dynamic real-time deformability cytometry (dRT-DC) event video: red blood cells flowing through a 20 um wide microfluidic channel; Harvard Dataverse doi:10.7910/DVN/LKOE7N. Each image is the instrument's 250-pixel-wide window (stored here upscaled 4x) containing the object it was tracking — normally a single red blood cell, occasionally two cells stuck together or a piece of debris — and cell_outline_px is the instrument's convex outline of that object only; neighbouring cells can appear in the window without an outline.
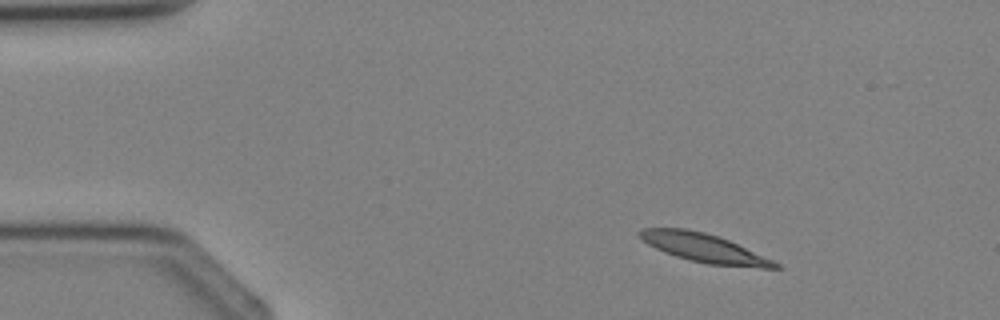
{"species": "Egyptian fruit bat (a non-hibernating species)", "species_latin": "Rousettus aegyptiacus", "temperature_condition": "cold", "stored_images_in_passage": 2, "camera_frame_rate_fps": 3000, "um_per_image_px": 0.085, "animal": {"sex": "female"}, "frame": {"image": 1, "passage_image": 1, "time_ms": 0.0, "image_size_px": [1000, 320], "cell_outline_px": [[784, 268], [760, 268], [708, 264], [688, 260], [664, 252], [648, 244], [636, 232], [640, 228], [684, 228], [704, 232], [720, 236], [772, 260], [780, 264]], "centroid_in_image_um": [59.84, 21.07], "position_along_channel_um": 25.2, "area_um2": 22.54}}